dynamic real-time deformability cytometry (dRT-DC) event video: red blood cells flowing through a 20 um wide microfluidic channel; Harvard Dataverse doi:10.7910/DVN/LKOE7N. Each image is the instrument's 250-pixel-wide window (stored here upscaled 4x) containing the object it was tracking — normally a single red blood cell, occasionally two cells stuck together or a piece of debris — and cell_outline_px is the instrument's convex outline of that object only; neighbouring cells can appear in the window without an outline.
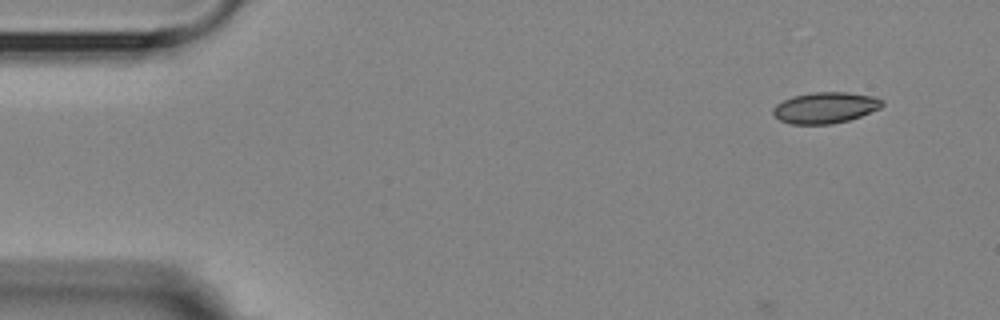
{"species": "Egyptian fruit bat (a non-hibernating species)", "species_latin": "Rousettus aegyptiacus", "temperature_condition": "room temperature", "stored_images_in_passage": 2, "camera_frame_rate_fps": 3000, "um_per_image_px": 0.085, "animal": {"sex": "female"}, "frame": {"image": 1, "passage_image": 2, "time_ms": 1.333, "image_size_px": [1000, 320], "cell_outline_px": [[884, 104], [880, 108], [860, 116], [848, 120], [832, 124], [792, 124], [780, 120], [772, 112], [772, 108], [776, 104], [792, 96], [812, 92], [848, 92], [872, 96], [884, 100]], "centroid_in_image_um": [70.14, 9.14], "position_along_channel_um": 14.9, "area_um2": 19.77}}